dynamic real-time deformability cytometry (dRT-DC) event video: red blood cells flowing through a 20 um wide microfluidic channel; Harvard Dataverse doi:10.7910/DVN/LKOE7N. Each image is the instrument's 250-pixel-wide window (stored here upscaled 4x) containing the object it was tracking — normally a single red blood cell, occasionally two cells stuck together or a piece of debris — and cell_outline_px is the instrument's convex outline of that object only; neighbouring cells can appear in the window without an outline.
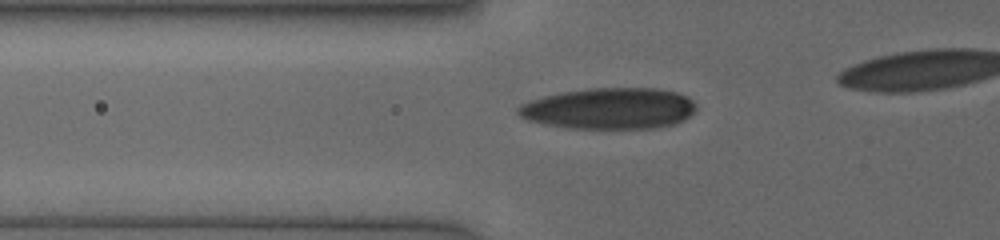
{"species": "human", "species_latin": "Homo sapiens", "temperature_condition": "cold", "stored_images_in_passage": 25, "camera_frame_rate_fps": 3000, "um_per_image_px": 0.085, "donor": {"sex": "female"}, "frame": {"image": 1, "passage_image": 7, "time_ms": 3.333, "image_size_px": [1000, 240], "cell_outline_px": [[696, 108], [684, 120], [676, 124], [656, 128], [568, 128], [528, 120], [520, 116], [520, 104], [544, 96], [564, 92], [588, 88], [656, 88], [676, 92], [692, 100], [696, 104]], "centroid_in_image_um": [51.84, 9.22], "position_along_channel_um": 74.0, "area_um2": 42.37}}
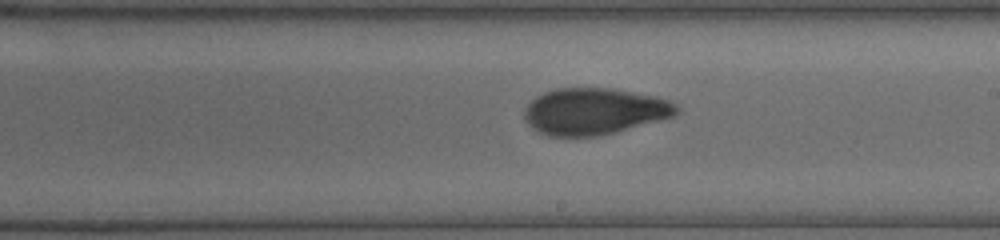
{"frame": {"image": 2, "passage_image": 15, "time_ms": 7.333, "image_size_px": [1000, 240], "cell_outline_px": [[680, 108], [672, 116], [612, 132], [596, 136], [548, 136], [532, 128], [524, 120], [524, 108], [536, 96], [544, 92], [556, 88], [612, 88], [656, 96], [668, 100], [676, 104]], "centroid_in_image_um": [50.45, 9.44], "position_along_channel_um": 238.5, "area_um2": 40.92}}
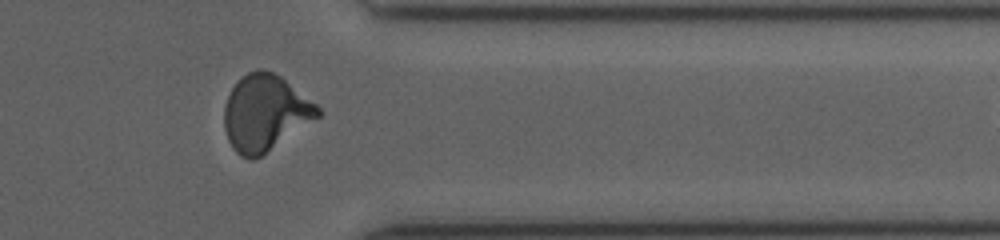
{"frame": {"image": 3, "passage_image": 22, "time_ms": 11.0, "image_size_px": [1000, 240], "cell_outline_px": [[320, 116], [260, 156], [252, 160], [240, 156], [232, 148], [228, 140], [224, 128], [224, 108], [228, 96], [232, 88], [248, 72], [260, 68], [272, 72], [280, 76], [316, 104], [320, 108]], "centroid_in_image_um": [22.51, 9.6], "position_along_channel_um": 388.9, "area_um2": 40.86}}